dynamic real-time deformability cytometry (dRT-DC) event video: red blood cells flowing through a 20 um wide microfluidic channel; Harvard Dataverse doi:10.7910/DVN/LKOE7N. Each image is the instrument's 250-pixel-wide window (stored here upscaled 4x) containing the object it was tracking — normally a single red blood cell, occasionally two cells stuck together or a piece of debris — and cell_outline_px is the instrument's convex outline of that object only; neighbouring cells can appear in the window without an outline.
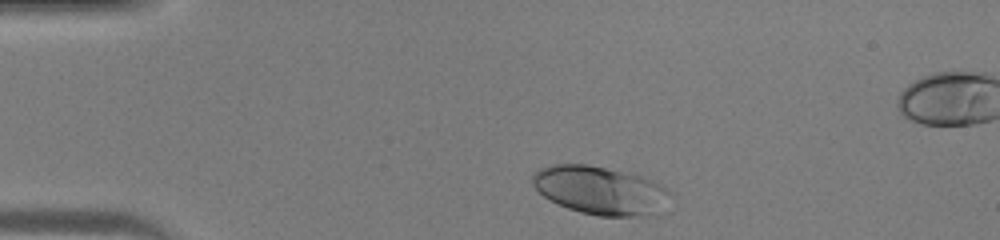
{"species": "human", "species_latin": "Homo sapiens", "temperature_condition": "warm", "stored_images_in_passage": 32, "camera_frame_rate_fps": 3000, "um_per_image_px": 0.085, "donor": {"sex": "male"}, "frame": {"image": 1, "passage_image": 2, "time_ms": 0.333, "image_size_px": [1000, 240], "cell_outline_px": [[676, 192], [644, 216], [600, 216], [580, 212], [568, 208], [544, 196], [532, 184], [532, 176], [540, 168], [552, 164], [588, 164], [636, 172], [656, 180]], "centroid_in_image_um": [51.05, 16.12], "position_along_channel_um": 34.0, "area_um2": 38.9}}
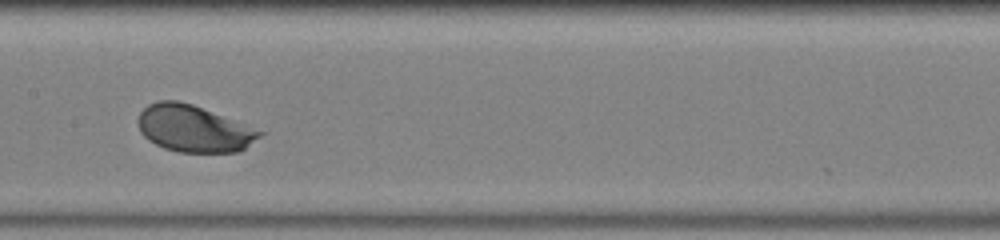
{"frame": {"image": 2, "passage_image": 16, "time_ms": 5.0, "image_size_px": [1000, 240], "cell_outline_px": [[268, 132], [240, 152], [180, 152], [164, 148], [148, 140], [140, 132], [140, 112], [148, 104], [156, 100], [176, 100], [192, 104]], "centroid_in_image_um": [16.53, 10.93], "position_along_channel_um": 190.9, "area_um2": 33.29}}
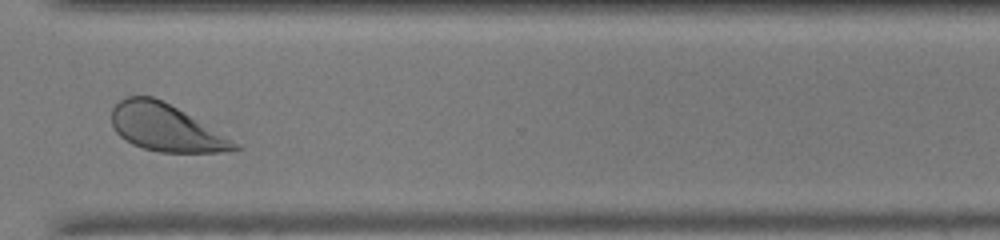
{"frame": {"image": 3, "passage_image": 27, "time_ms": 8.667, "image_size_px": [1000, 240], "cell_outline_px": [[244, 148], [220, 152], [160, 152], [144, 148], [132, 144], [124, 140], [112, 128], [112, 108], [124, 96], [152, 96], [184, 112], [244, 144]], "centroid_in_image_um": [14.14, 10.87], "position_along_channel_um": 356.5, "area_um2": 33.93}}